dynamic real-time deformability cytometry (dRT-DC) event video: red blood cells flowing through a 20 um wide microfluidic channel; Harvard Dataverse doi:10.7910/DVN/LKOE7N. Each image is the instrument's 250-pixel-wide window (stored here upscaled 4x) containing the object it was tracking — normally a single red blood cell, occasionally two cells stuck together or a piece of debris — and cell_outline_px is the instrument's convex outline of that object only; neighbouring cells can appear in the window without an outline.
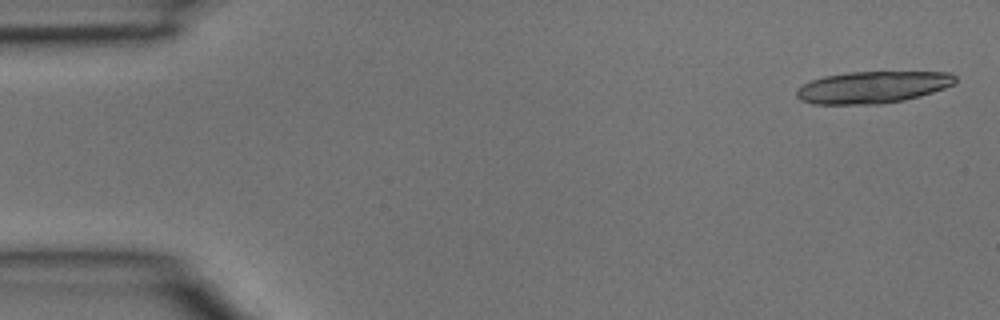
{"species": "common noctule bat (a hibernating species)", "species_latin": "Nyctalus noctula", "temperature_condition": "room temperature", "stored_images_in_passage": 4, "camera_frame_rate_fps": 3000, "um_per_image_px": 0.085, "animal": {"sex": "male", "body_mass_g": 15.6}, "frame": {"image": 1, "passage_image": 1, "time_ms": 0.0, "image_size_px": [1000, 320], "cell_outline_px": [[956, 84], [920, 96], [904, 100], [880, 104], [812, 104], [800, 100], [796, 96], [796, 88], [812, 80], [824, 76], [848, 72], [952, 72], [956, 76]], "centroid_in_image_um": [74.18, 7.41], "position_along_channel_um": 10.8, "area_um2": 29.65}}